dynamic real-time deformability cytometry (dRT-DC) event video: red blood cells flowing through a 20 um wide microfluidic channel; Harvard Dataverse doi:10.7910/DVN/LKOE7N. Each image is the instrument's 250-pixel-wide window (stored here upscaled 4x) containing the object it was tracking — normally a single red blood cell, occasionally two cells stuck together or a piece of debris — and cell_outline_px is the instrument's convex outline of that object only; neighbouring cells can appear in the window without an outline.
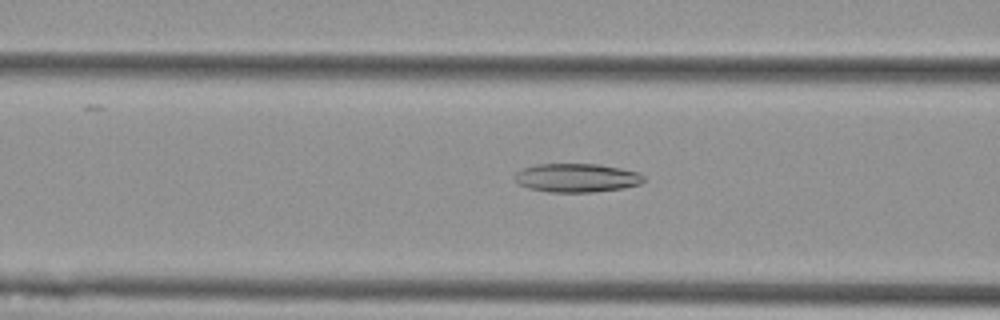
{"species": "Egyptian fruit bat (a non-hibernating species)", "species_latin": "Rousettus aegyptiacus", "temperature_condition": "cold", "stored_images_in_passage": 55, "camera_frame_rate_fps": 3000, "um_per_image_px": 0.085, "animal": {"sex": "female"}, "frame": {"image": 1, "passage_image": 21, "time_ms": 6.667, "image_size_px": [1000, 320], "cell_outline_px": [[644, 180], [640, 184], [624, 188], [592, 192], [548, 192], [528, 188], [520, 184], [512, 176], [516, 172], [524, 168], [536, 164], [600, 164], [640, 172], [644, 176]], "centroid_in_image_um": [49.03, 15.11], "position_along_channel_um": 117.6, "area_um2": 21.68}}
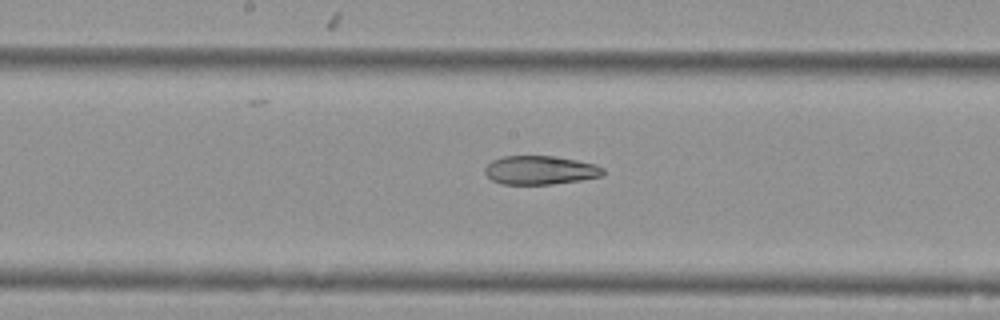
{"frame": {"image": 2, "passage_image": 28, "time_ms": 9.0, "image_size_px": [1000, 320], "cell_outline_px": [[604, 172], [600, 176], [580, 180], [552, 184], [500, 184], [492, 180], [484, 172], [484, 168], [492, 160], [504, 156], [556, 156], [596, 164], [604, 168]], "centroid_in_image_um": [45.9, 14.46], "position_along_channel_um": 202.3, "area_um2": 19.77}}
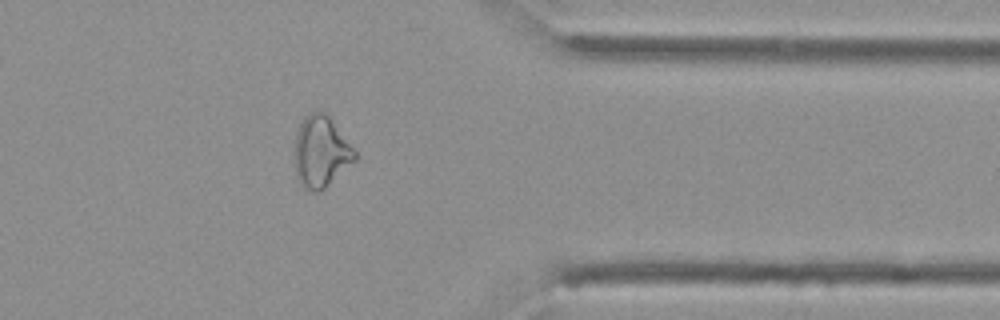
{"frame": {"image": 3, "passage_image": 44, "time_ms": 14.333, "image_size_px": [1000, 320], "cell_outline_px": [[356, 160], [320, 192], [312, 192], [300, 184], [296, 176], [292, 156], [296, 132], [304, 116], [308, 112], [316, 108], [324, 112], [328, 116], [356, 152]], "centroid_in_image_um": [27.21, 12.89], "position_along_channel_um": 384.2, "area_um2": 25.43}, "authors_computed_cell_mechanics": {"area_um2": 25.432, "velocity_mm_per_s": 3.6377, "shape_relaxation_time_tau1_ms": null, "shape_relaxation_time_tau2_ms": 4.2166, "deformation_change_tau1": null, "deformation_change_tau2": 0.1202}}